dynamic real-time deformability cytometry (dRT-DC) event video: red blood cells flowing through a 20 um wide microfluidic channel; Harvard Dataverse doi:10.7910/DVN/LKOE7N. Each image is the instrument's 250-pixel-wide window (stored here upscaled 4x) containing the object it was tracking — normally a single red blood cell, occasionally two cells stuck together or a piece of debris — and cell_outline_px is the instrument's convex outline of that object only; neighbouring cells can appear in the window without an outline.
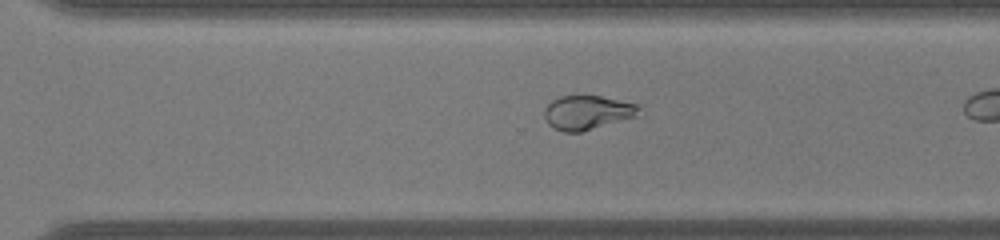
{"species": "common noctule bat (a hibernating species)", "species_latin": "Nyctalus noctula", "temperature_condition": "warm", "stored_images_in_passage": 28, "camera_frame_rate_fps": 3000, "um_per_image_px": 0.085, "animal": {"sex": "male", "body_mass_g": 19.0, "forearm_length_mm": 50.8}, "frame": {"image": 1, "passage_image": 24, "time_ms": 7.667, "image_size_px": [1000, 240], "cell_outline_px": [[640, 108], [636, 116], [580, 132], [564, 132], [552, 128], [548, 124], [544, 116], [544, 108], [552, 100], [560, 96], [600, 96], [640, 104]], "centroid_in_image_um": [49.89, 9.56], "position_along_channel_um": 320.7, "area_um2": 18.73}}